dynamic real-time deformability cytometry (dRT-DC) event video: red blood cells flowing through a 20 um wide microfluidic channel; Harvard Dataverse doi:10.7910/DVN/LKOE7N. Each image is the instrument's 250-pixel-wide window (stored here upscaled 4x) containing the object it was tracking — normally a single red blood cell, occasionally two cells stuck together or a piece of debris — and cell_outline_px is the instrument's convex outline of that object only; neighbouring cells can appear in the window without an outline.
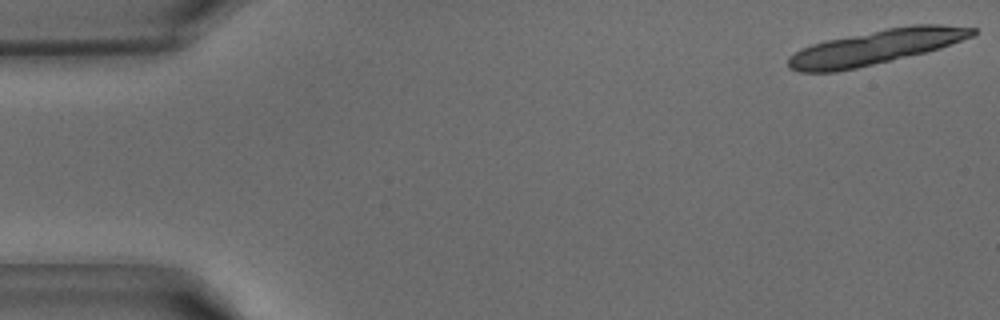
{"species": "common noctule bat (a hibernating species)", "species_latin": "Nyctalus noctula", "temperature_condition": "warm", "stored_images_in_passage": 14, "camera_frame_rate_fps": 3000, "um_per_image_px": 0.085, "animal": {"sex": "male", "body_mass_g": 15.6}, "frame": {"image": 1, "passage_image": 1, "time_ms": 0.0, "image_size_px": [1000, 320], "cell_outline_px": [[976, 32], [972, 36], [940, 48], [924, 52], [856, 68], [836, 72], [800, 72], [788, 68], [788, 56], [800, 48], [812, 44], [828, 40], [888, 28], [912, 24], [940, 24], [976, 28]], "centroid_in_image_um": [74.4, 4.01], "position_along_channel_um": 10.6, "area_um2": 36.65}}